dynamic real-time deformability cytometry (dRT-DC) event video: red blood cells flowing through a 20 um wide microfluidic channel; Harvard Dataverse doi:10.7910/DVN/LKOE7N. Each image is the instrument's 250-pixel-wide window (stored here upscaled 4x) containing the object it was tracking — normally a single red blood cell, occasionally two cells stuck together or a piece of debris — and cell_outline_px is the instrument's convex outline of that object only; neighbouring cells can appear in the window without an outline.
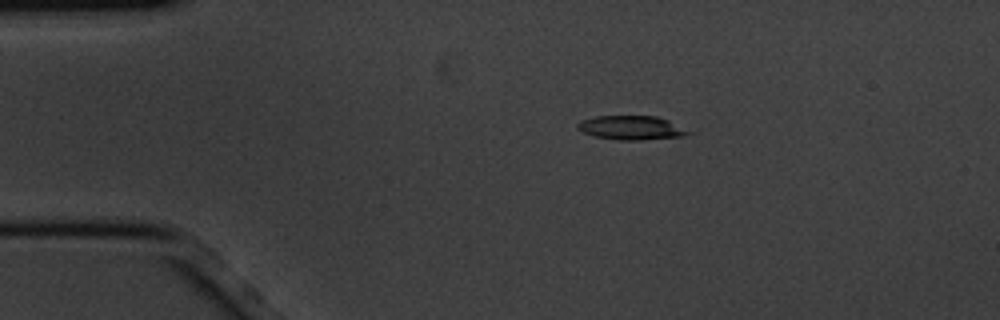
{"species": "common noctule bat (a hibernating species)", "species_latin": "Nyctalus noctula", "temperature_condition": "cold", "stored_images_in_passage": 4, "camera_frame_rate_fps": 3000, "um_per_image_px": 0.085, "animal": {"sex": "male", "body_mass_g": 20.1, "forearm_length_mm": 53.5}, "frame": {"image": 1, "passage_image": 3, "time_ms": 0.667, "image_size_px": [1000, 320], "cell_outline_px": [[692, 132], [684, 136], [640, 140], [616, 140], [596, 136], [584, 132], [576, 128], [576, 124], [580, 120], [596, 116], [656, 116], [668, 120]], "centroid_in_image_um": [53.64, 10.85], "position_along_channel_um": 31.4, "area_um2": 15.43}}